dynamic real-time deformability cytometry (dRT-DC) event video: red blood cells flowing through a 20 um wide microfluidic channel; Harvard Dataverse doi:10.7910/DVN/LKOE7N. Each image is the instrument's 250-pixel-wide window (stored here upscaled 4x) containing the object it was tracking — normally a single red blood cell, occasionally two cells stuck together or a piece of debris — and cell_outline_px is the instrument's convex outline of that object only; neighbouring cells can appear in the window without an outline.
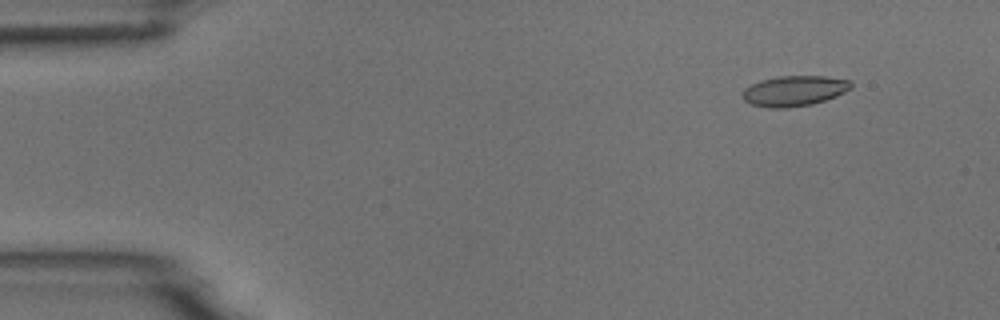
{"species": "common noctule bat (a hibernating species)", "species_latin": "Nyctalus noctula", "temperature_condition": "room temperature", "stored_images_in_passage": 4, "camera_frame_rate_fps": 3000, "um_per_image_px": 0.085, "animal": {"sex": "male", "body_mass_g": 18.8}, "frame": {"image": 1, "passage_image": 1, "time_ms": 0.0, "image_size_px": [1000, 320], "cell_outline_px": [[852, 88], [836, 96], [812, 104], [788, 108], [772, 108], [752, 104], [744, 100], [740, 96], [744, 88], [760, 80], [776, 76], [824, 76], [852, 80]], "centroid_in_image_um": [67.5, 7.72], "position_along_channel_um": 17.5, "area_um2": 19.36}}